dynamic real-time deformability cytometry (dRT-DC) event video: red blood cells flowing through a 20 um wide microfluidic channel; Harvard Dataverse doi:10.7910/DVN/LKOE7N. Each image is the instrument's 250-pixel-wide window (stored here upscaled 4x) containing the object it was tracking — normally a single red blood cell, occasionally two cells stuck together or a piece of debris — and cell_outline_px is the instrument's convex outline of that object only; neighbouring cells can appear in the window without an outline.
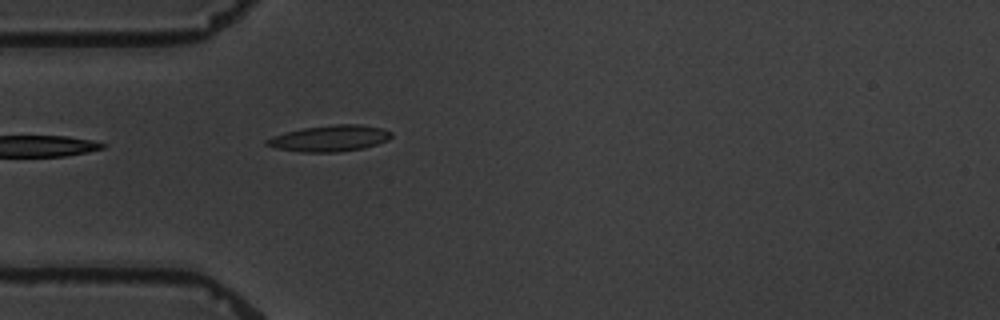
{"species": "common noctule bat (a hibernating species)", "species_latin": "Nyctalus noctula", "temperature_condition": "warm", "stored_images_in_passage": 1, "camera_frame_rate_fps": 3000, "um_per_image_px": 0.085, "animal": {"sex": "male", "body_mass_g": 19.5, "forearm_length_mm": 54.6}, "frame": {"image": 1, "passage_image": 1, "time_ms": 0.0, "image_size_px": [1000, 320], "cell_outline_px": [[392, 136], [388, 140], [364, 148], [336, 152], [300, 152], [276, 148], [264, 144], [264, 140], [272, 136], [304, 128], [332, 124], [356, 124], [380, 128], [392, 132]], "centroid_in_image_um": [28.01, 11.76], "position_along_channel_um": 57.0, "area_um2": 18.9}}